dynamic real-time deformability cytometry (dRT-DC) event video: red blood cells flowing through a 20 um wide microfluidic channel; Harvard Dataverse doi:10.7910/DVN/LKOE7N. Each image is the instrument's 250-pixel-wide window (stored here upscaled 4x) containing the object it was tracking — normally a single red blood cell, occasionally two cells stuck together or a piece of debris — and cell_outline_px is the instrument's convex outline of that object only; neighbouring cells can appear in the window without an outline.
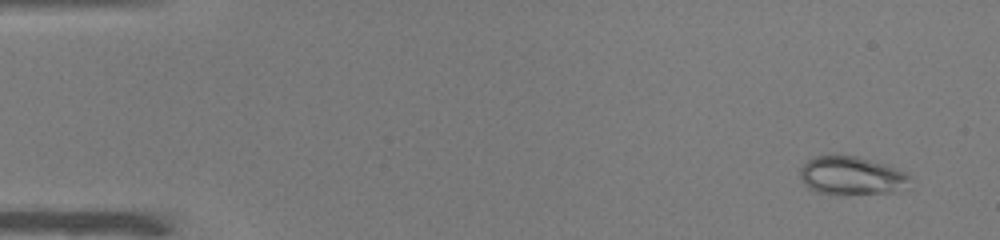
{"species": "common noctule bat (a hibernating species)", "species_latin": "Nyctalus noctula", "temperature_condition": "warm", "stored_images_in_passage": 51, "camera_frame_rate_fps": 3000, "um_per_image_px": 0.085, "animal": {"sex": "male", "body_mass_g": 19.0, "forearm_length_mm": 50.8}, "frame": {"image": 1, "passage_image": 3, "time_ms": 0.667, "image_size_px": [1000, 240], "cell_outline_px": [[912, 188], [896, 192], [816, 192], [808, 188], [800, 180], [800, 168], [808, 160], [816, 156], [828, 152], [836, 152], [856, 156], [884, 164], [896, 168], [912, 176]], "centroid_in_image_um": [72.41, 14.87], "position_along_channel_um": 12.6, "area_um2": 24.91}}
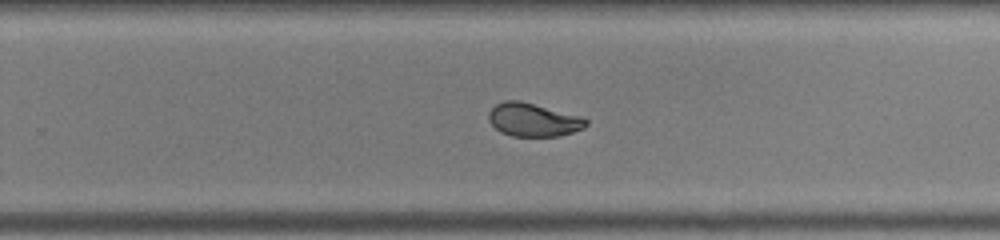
{"frame": {"image": 2, "passage_image": 33, "time_ms": 10.667, "image_size_px": [1000, 240], "cell_outline_px": [[588, 124], [584, 128], [560, 136], [512, 136], [500, 132], [488, 120], [488, 112], [496, 104], [504, 100], [520, 100], [584, 116], [588, 120]], "centroid_in_image_um": [45.35, 10.17], "position_along_channel_um": 284.4, "area_um2": 19.19}}
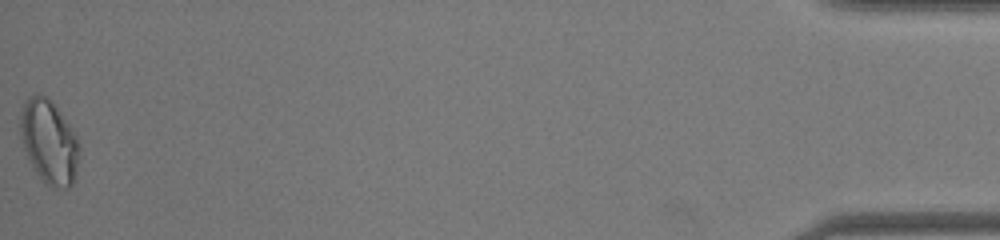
{"frame": {"image": 3, "passage_image": 51, "time_ms": 16.667, "image_size_px": [1000, 240], "cell_outline_px": [[80, 152], [76, 172], [72, 184], [68, 188], [64, 188], [48, 184], [36, 172], [24, 148], [20, 132], [20, 112], [24, 100], [28, 96], [48, 96], [52, 100], [76, 136], [80, 148]], "centroid_in_image_um": [4.17, 12.01], "position_along_channel_um": 431.0, "area_um2": 28.32}, "authors_computed_cell_mechanics": {"area_um2": 20.9814, "velocity_mm_per_s": 3.9913, "shape_relaxation_time_tau1_ms": 10.5542, "shape_relaxation_time_tau2_ms": null, "deformation_change_tau1": 0.2699, "deformation_change_tau2": null}}